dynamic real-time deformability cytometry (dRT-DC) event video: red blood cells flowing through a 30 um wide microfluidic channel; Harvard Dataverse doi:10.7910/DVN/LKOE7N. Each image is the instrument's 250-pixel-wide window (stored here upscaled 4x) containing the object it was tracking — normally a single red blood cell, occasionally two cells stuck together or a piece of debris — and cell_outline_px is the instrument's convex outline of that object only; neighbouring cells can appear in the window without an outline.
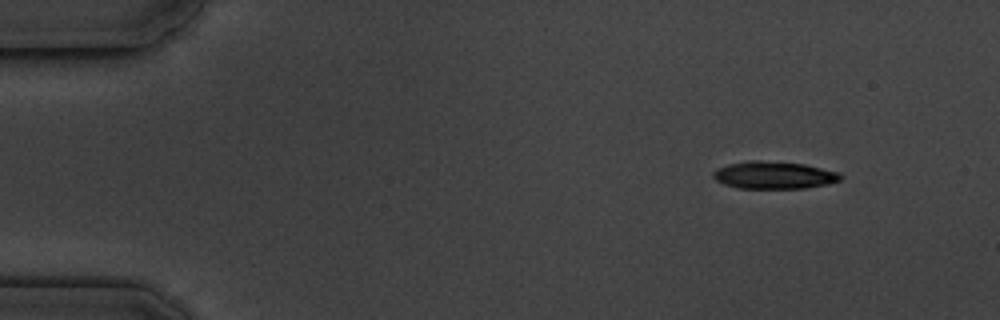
{"species": "common noctule bat (a hibernating species)", "species_latin": "Nyctalus noctula", "temperature_condition": "cold", "stored_images_in_passage": 5, "camera_frame_rate_fps": 3000, "um_per_image_px": 0.085, "animal": {"sex": "male", "body_mass_g": 19.5, "forearm_length_mm": 54.6}, "frame": {"image": 1, "passage_image": 1, "time_ms": 0.0, "image_size_px": [1000, 320], "cell_outline_px": [[844, 176], [840, 180], [828, 184], [804, 188], [740, 188], [724, 184], [716, 180], [712, 176], [712, 172], [716, 168], [728, 164], [752, 160], [760, 160], [804, 164], [840, 172]], "centroid_in_image_um": [65.79, 14.88], "position_along_channel_um": 19.2, "area_um2": 20.4}}
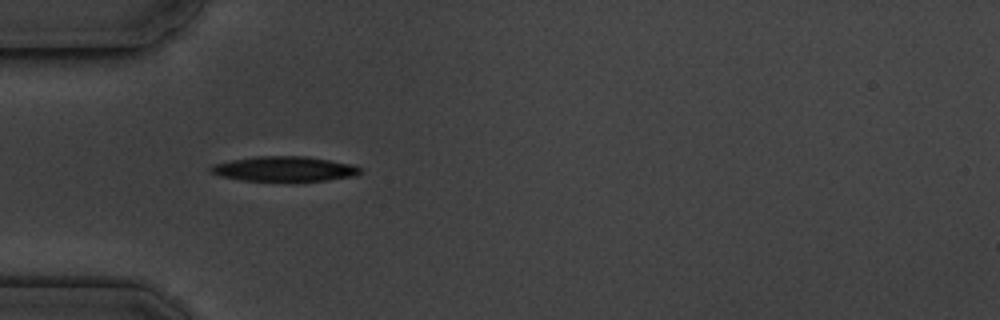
{"frame": {"image": 2, "passage_image": 4, "time_ms": 3.667, "image_size_px": [1000, 320], "cell_outline_px": [[364, 172], [356, 176], [292, 184], [240, 180], [220, 176], [208, 172], [208, 168], [212, 164], [232, 160], [256, 156], [304, 156], [352, 164], [364, 168]], "centroid_in_image_um": [24.17, 14.4], "position_along_channel_um": 60.8, "area_um2": 22.89}}